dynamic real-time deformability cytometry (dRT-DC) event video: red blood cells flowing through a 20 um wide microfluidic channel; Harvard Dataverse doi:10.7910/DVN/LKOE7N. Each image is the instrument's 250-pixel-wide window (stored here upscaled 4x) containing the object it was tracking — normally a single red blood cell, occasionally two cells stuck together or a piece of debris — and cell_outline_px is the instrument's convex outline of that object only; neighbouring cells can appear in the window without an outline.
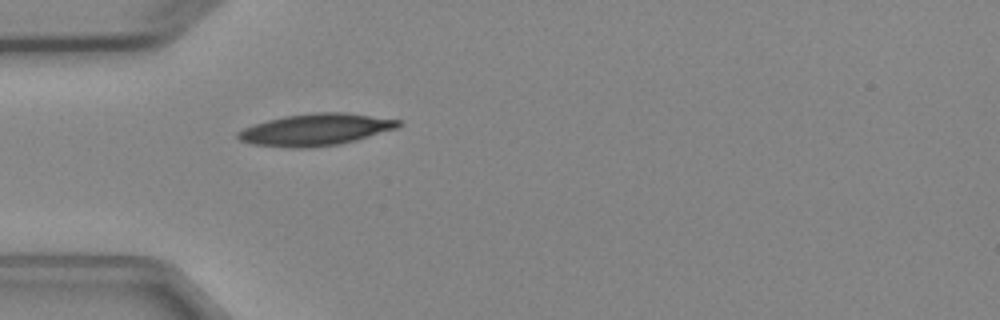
{"species": "Egyptian fruit bat (a non-hibernating species)", "species_latin": "Rousettus aegyptiacus", "temperature_condition": "cold", "stored_images_in_passage": 1, "camera_frame_rate_fps": 3000, "um_per_image_px": 0.085, "animal": {"sex": "female"}, "frame": {"image": 1, "passage_image": 1, "time_ms": 0.0, "image_size_px": [1000, 320], "cell_outline_px": [[404, 124], [396, 128], [356, 140], [336, 144], [304, 148], [292, 148], [252, 144], [240, 140], [236, 136], [236, 132], [252, 124], [284, 116], [312, 112], [344, 112], [400, 120]], "centroid_in_image_um": [26.8, 11.01], "position_along_channel_um": 58.2, "area_um2": 29.65}}